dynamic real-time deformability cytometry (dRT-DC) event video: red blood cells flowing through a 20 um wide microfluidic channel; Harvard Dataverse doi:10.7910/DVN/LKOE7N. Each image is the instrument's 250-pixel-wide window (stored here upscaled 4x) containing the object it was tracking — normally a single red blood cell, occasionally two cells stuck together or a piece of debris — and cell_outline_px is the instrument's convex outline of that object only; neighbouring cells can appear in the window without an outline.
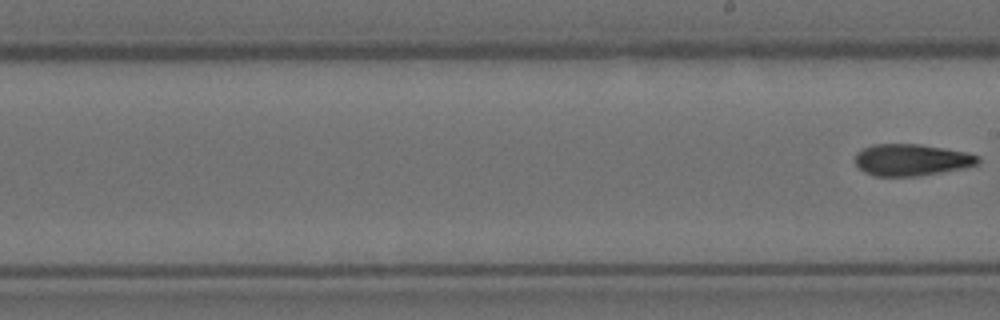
{"species": "Egyptian fruit bat (a non-hibernating species)", "species_latin": "Rousettus aegyptiacus", "temperature_condition": "room temperature", "stored_images_in_passage": 9, "segment_of_instrument_passage": [2, 2], "camera_frame_rate_fps": 3000, "um_per_image_px": 0.085, "animal": {"sex": "female"}, "frame": {"image": 1, "passage_image": 9, "time_ms": 2.667, "image_size_px": [1000, 320], "cell_outline_px": [[980, 160], [976, 164], [964, 168], [920, 176], [876, 176], [864, 172], [856, 164], [856, 152], [872, 144], [920, 144], [968, 152], [980, 156]], "centroid_in_image_um": [77.49, 13.59], "position_along_channel_um": 211.5, "area_um2": 22.77}}